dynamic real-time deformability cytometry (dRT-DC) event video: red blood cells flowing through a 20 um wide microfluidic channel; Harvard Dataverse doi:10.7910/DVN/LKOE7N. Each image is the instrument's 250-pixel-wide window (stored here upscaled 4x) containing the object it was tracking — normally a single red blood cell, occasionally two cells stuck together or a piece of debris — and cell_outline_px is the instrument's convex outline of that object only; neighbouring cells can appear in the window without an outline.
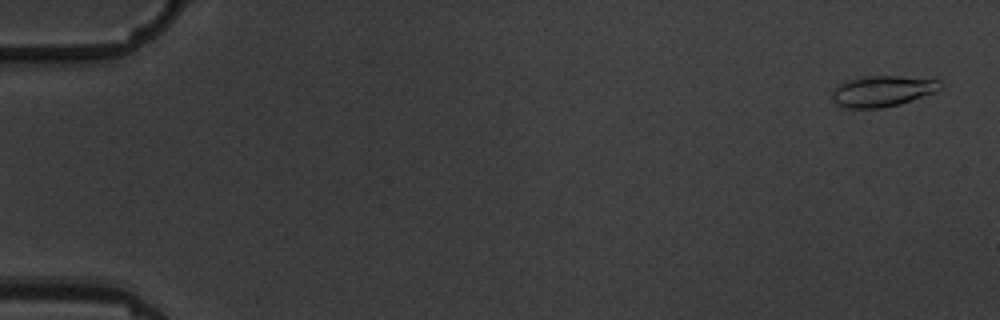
{"species": "common noctule bat (a hibernating species)", "species_latin": "Nyctalus noctula", "temperature_condition": "warm", "stored_images_in_passage": 5, "camera_frame_rate_fps": 3000, "um_per_image_px": 0.085, "animal": {"sex": "male", "body_mass_g": 19.5, "forearm_length_mm": 54.6}, "frame": {"image": 1, "passage_image": 1, "time_ms": 0.0, "image_size_px": [1000, 320], "cell_outline_px": [[940, 88], [936, 92], [900, 104], [880, 108], [848, 108], [836, 104], [832, 100], [832, 88], [848, 80], [864, 76], [900, 76], [940, 80]], "centroid_in_image_um": [74.97, 7.75], "position_along_channel_um": 10.0, "area_um2": 19.48}}